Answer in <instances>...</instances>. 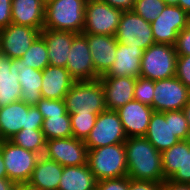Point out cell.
I'll list each match as a JSON object with an SVG mask.
<instances>
[{"label":"cell","mask_w":190,"mask_h":190,"mask_svg":"<svg viewBox=\"0 0 190 190\" xmlns=\"http://www.w3.org/2000/svg\"><path fill=\"white\" fill-rule=\"evenodd\" d=\"M125 144L127 176L132 180L165 181L162 156L146 137H128Z\"/></svg>","instance_id":"6da1fadb"},{"label":"cell","mask_w":190,"mask_h":190,"mask_svg":"<svg viewBox=\"0 0 190 190\" xmlns=\"http://www.w3.org/2000/svg\"><path fill=\"white\" fill-rule=\"evenodd\" d=\"M87 0L45 1L44 29L71 31L82 34Z\"/></svg>","instance_id":"7a4b0ae2"},{"label":"cell","mask_w":190,"mask_h":190,"mask_svg":"<svg viewBox=\"0 0 190 190\" xmlns=\"http://www.w3.org/2000/svg\"><path fill=\"white\" fill-rule=\"evenodd\" d=\"M64 103L69 114H100L107 110L100 79L75 81L65 95Z\"/></svg>","instance_id":"3957f363"},{"label":"cell","mask_w":190,"mask_h":190,"mask_svg":"<svg viewBox=\"0 0 190 190\" xmlns=\"http://www.w3.org/2000/svg\"><path fill=\"white\" fill-rule=\"evenodd\" d=\"M87 164L97 181L127 176L125 144L88 150Z\"/></svg>","instance_id":"277c9868"},{"label":"cell","mask_w":190,"mask_h":190,"mask_svg":"<svg viewBox=\"0 0 190 190\" xmlns=\"http://www.w3.org/2000/svg\"><path fill=\"white\" fill-rule=\"evenodd\" d=\"M44 118L36 106L19 100L0 108L1 140H9L22 129H42Z\"/></svg>","instance_id":"5b68a950"},{"label":"cell","mask_w":190,"mask_h":190,"mask_svg":"<svg viewBox=\"0 0 190 190\" xmlns=\"http://www.w3.org/2000/svg\"><path fill=\"white\" fill-rule=\"evenodd\" d=\"M177 57L174 45L154 43L143 53L140 76L152 81L174 77Z\"/></svg>","instance_id":"8992f818"},{"label":"cell","mask_w":190,"mask_h":190,"mask_svg":"<svg viewBox=\"0 0 190 190\" xmlns=\"http://www.w3.org/2000/svg\"><path fill=\"white\" fill-rule=\"evenodd\" d=\"M0 150L6 167L7 178L15 184L28 182L40 155L16 146L9 140L0 142Z\"/></svg>","instance_id":"52a82bcc"},{"label":"cell","mask_w":190,"mask_h":190,"mask_svg":"<svg viewBox=\"0 0 190 190\" xmlns=\"http://www.w3.org/2000/svg\"><path fill=\"white\" fill-rule=\"evenodd\" d=\"M122 13L102 0H87L82 33L115 36Z\"/></svg>","instance_id":"ba28073f"},{"label":"cell","mask_w":190,"mask_h":190,"mask_svg":"<svg viewBox=\"0 0 190 190\" xmlns=\"http://www.w3.org/2000/svg\"><path fill=\"white\" fill-rule=\"evenodd\" d=\"M127 139L123 125L115 110H105L97 115L96 123L86 138L88 150L124 143Z\"/></svg>","instance_id":"9c48e42d"},{"label":"cell","mask_w":190,"mask_h":190,"mask_svg":"<svg viewBox=\"0 0 190 190\" xmlns=\"http://www.w3.org/2000/svg\"><path fill=\"white\" fill-rule=\"evenodd\" d=\"M115 38L119 43L144 51L155 43L150 23L133 10L123 11Z\"/></svg>","instance_id":"30bf717a"},{"label":"cell","mask_w":190,"mask_h":190,"mask_svg":"<svg viewBox=\"0 0 190 190\" xmlns=\"http://www.w3.org/2000/svg\"><path fill=\"white\" fill-rule=\"evenodd\" d=\"M190 24V15L178 5H166L150 23L155 43L175 45L178 34Z\"/></svg>","instance_id":"8fae6325"},{"label":"cell","mask_w":190,"mask_h":190,"mask_svg":"<svg viewBox=\"0 0 190 190\" xmlns=\"http://www.w3.org/2000/svg\"><path fill=\"white\" fill-rule=\"evenodd\" d=\"M155 112L183 110L190 99V89L176 76L154 81Z\"/></svg>","instance_id":"7c38bea8"},{"label":"cell","mask_w":190,"mask_h":190,"mask_svg":"<svg viewBox=\"0 0 190 190\" xmlns=\"http://www.w3.org/2000/svg\"><path fill=\"white\" fill-rule=\"evenodd\" d=\"M44 156L62 166L87 164L88 149L85 142L75 137L46 140Z\"/></svg>","instance_id":"4fadbf2b"},{"label":"cell","mask_w":190,"mask_h":190,"mask_svg":"<svg viewBox=\"0 0 190 190\" xmlns=\"http://www.w3.org/2000/svg\"><path fill=\"white\" fill-rule=\"evenodd\" d=\"M161 156L165 180L190 184V139L180 140Z\"/></svg>","instance_id":"5bb4252c"},{"label":"cell","mask_w":190,"mask_h":190,"mask_svg":"<svg viewBox=\"0 0 190 190\" xmlns=\"http://www.w3.org/2000/svg\"><path fill=\"white\" fill-rule=\"evenodd\" d=\"M66 69L75 81H92L100 78L94 69L88 41L83 34H77L73 38Z\"/></svg>","instance_id":"9a60e30c"},{"label":"cell","mask_w":190,"mask_h":190,"mask_svg":"<svg viewBox=\"0 0 190 190\" xmlns=\"http://www.w3.org/2000/svg\"><path fill=\"white\" fill-rule=\"evenodd\" d=\"M40 33L35 28L11 23L0 29V53L11 59L21 58Z\"/></svg>","instance_id":"2e32d148"},{"label":"cell","mask_w":190,"mask_h":190,"mask_svg":"<svg viewBox=\"0 0 190 190\" xmlns=\"http://www.w3.org/2000/svg\"><path fill=\"white\" fill-rule=\"evenodd\" d=\"M119 115L125 134L128 137H144L154 109L139 101L132 100L118 108Z\"/></svg>","instance_id":"e0dca14e"},{"label":"cell","mask_w":190,"mask_h":190,"mask_svg":"<svg viewBox=\"0 0 190 190\" xmlns=\"http://www.w3.org/2000/svg\"><path fill=\"white\" fill-rule=\"evenodd\" d=\"M82 34L87 38L94 69L101 77L115 60L118 41L113 35Z\"/></svg>","instance_id":"ac0fdd59"},{"label":"cell","mask_w":190,"mask_h":190,"mask_svg":"<svg viewBox=\"0 0 190 190\" xmlns=\"http://www.w3.org/2000/svg\"><path fill=\"white\" fill-rule=\"evenodd\" d=\"M107 110H117L134 100L136 78L129 76H101Z\"/></svg>","instance_id":"d6986e66"},{"label":"cell","mask_w":190,"mask_h":190,"mask_svg":"<svg viewBox=\"0 0 190 190\" xmlns=\"http://www.w3.org/2000/svg\"><path fill=\"white\" fill-rule=\"evenodd\" d=\"M144 137L161 153L178 143L180 140L171 128V111H154Z\"/></svg>","instance_id":"ffe728a7"},{"label":"cell","mask_w":190,"mask_h":190,"mask_svg":"<svg viewBox=\"0 0 190 190\" xmlns=\"http://www.w3.org/2000/svg\"><path fill=\"white\" fill-rule=\"evenodd\" d=\"M11 23L23 25L42 31L45 21L44 0H12Z\"/></svg>","instance_id":"44dd1931"},{"label":"cell","mask_w":190,"mask_h":190,"mask_svg":"<svg viewBox=\"0 0 190 190\" xmlns=\"http://www.w3.org/2000/svg\"><path fill=\"white\" fill-rule=\"evenodd\" d=\"M40 35L46 42L49 65L66 68L68 53L70 51L73 38L77 33L63 30L43 29Z\"/></svg>","instance_id":"7402d4cb"},{"label":"cell","mask_w":190,"mask_h":190,"mask_svg":"<svg viewBox=\"0 0 190 190\" xmlns=\"http://www.w3.org/2000/svg\"><path fill=\"white\" fill-rule=\"evenodd\" d=\"M143 53L144 50L141 48H134L118 42L115 60L109 71L103 76L139 77Z\"/></svg>","instance_id":"603a6c76"},{"label":"cell","mask_w":190,"mask_h":190,"mask_svg":"<svg viewBox=\"0 0 190 190\" xmlns=\"http://www.w3.org/2000/svg\"><path fill=\"white\" fill-rule=\"evenodd\" d=\"M75 80L65 67L48 65L42 71L41 94L44 99H64Z\"/></svg>","instance_id":"cb8c5ba5"},{"label":"cell","mask_w":190,"mask_h":190,"mask_svg":"<svg viewBox=\"0 0 190 190\" xmlns=\"http://www.w3.org/2000/svg\"><path fill=\"white\" fill-rule=\"evenodd\" d=\"M15 59L0 53V108L20 100L21 86Z\"/></svg>","instance_id":"d4e9b609"},{"label":"cell","mask_w":190,"mask_h":190,"mask_svg":"<svg viewBox=\"0 0 190 190\" xmlns=\"http://www.w3.org/2000/svg\"><path fill=\"white\" fill-rule=\"evenodd\" d=\"M15 68L18 71V80L21 86L20 100L26 105L35 106L43 98L41 94L42 70L26 67L23 60L15 59Z\"/></svg>","instance_id":"484cf974"},{"label":"cell","mask_w":190,"mask_h":190,"mask_svg":"<svg viewBox=\"0 0 190 190\" xmlns=\"http://www.w3.org/2000/svg\"><path fill=\"white\" fill-rule=\"evenodd\" d=\"M63 167L42 155L39 157L28 182L42 190H58Z\"/></svg>","instance_id":"4316f807"},{"label":"cell","mask_w":190,"mask_h":190,"mask_svg":"<svg viewBox=\"0 0 190 190\" xmlns=\"http://www.w3.org/2000/svg\"><path fill=\"white\" fill-rule=\"evenodd\" d=\"M97 180L89 165L63 167L58 190H96Z\"/></svg>","instance_id":"83f0119b"},{"label":"cell","mask_w":190,"mask_h":190,"mask_svg":"<svg viewBox=\"0 0 190 190\" xmlns=\"http://www.w3.org/2000/svg\"><path fill=\"white\" fill-rule=\"evenodd\" d=\"M42 131L45 140L73 137L70 115H48L43 121Z\"/></svg>","instance_id":"f1b7e54d"},{"label":"cell","mask_w":190,"mask_h":190,"mask_svg":"<svg viewBox=\"0 0 190 190\" xmlns=\"http://www.w3.org/2000/svg\"><path fill=\"white\" fill-rule=\"evenodd\" d=\"M16 146L44 155L46 140L42 129H22L9 139Z\"/></svg>","instance_id":"f546056e"},{"label":"cell","mask_w":190,"mask_h":190,"mask_svg":"<svg viewBox=\"0 0 190 190\" xmlns=\"http://www.w3.org/2000/svg\"><path fill=\"white\" fill-rule=\"evenodd\" d=\"M26 67L44 70L49 65L48 50L44 38L39 35L20 58Z\"/></svg>","instance_id":"4dcf8cb0"},{"label":"cell","mask_w":190,"mask_h":190,"mask_svg":"<svg viewBox=\"0 0 190 190\" xmlns=\"http://www.w3.org/2000/svg\"><path fill=\"white\" fill-rule=\"evenodd\" d=\"M71 118L72 136L85 141L94 127L98 114H69Z\"/></svg>","instance_id":"1f68e13d"},{"label":"cell","mask_w":190,"mask_h":190,"mask_svg":"<svg viewBox=\"0 0 190 190\" xmlns=\"http://www.w3.org/2000/svg\"><path fill=\"white\" fill-rule=\"evenodd\" d=\"M166 2L163 0H135L133 11L149 23L153 22L164 10Z\"/></svg>","instance_id":"d6a6232c"},{"label":"cell","mask_w":190,"mask_h":190,"mask_svg":"<svg viewBox=\"0 0 190 190\" xmlns=\"http://www.w3.org/2000/svg\"><path fill=\"white\" fill-rule=\"evenodd\" d=\"M154 81L139 76L134 87V100L153 108Z\"/></svg>","instance_id":"836d02e7"},{"label":"cell","mask_w":190,"mask_h":190,"mask_svg":"<svg viewBox=\"0 0 190 190\" xmlns=\"http://www.w3.org/2000/svg\"><path fill=\"white\" fill-rule=\"evenodd\" d=\"M171 128L179 140L190 139V127L183 110L171 111Z\"/></svg>","instance_id":"e575fe53"},{"label":"cell","mask_w":190,"mask_h":190,"mask_svg":"<svg viewBox=\"0 0 190 190\" xmlns=\"http://www.w3.org/2000/svg\"><path fill=\"white\" fill-rule=\"evenodd\" d=\"M42 114L43 118L54 114H69L66 111L64 99H44L41 98L35 105Z\"/></svg>","instance_id":"d590c367"},{"label":"cell","mask_w":190,"mask_h":190,"mask_svg":"<svg viewBox=\"0 0 190 190\" xmlns=\"http://www.w3.org/2000/svg\"><path fill=\"white\" fill-rule=\"evenodd\" d=\"M175 76L190 89V55H178Z\"/></svg>","instance_id":"8d00e7d4"},{"label":"cell","mask_w":190,"mask_h":190,"mask_svg":"<svg viewBox=\"0 0 190 190\" xmlns=\"http://www.w3.org/2000/svg\"><path fill=\"white\" fill-rule=\"evenodd\" d=\"M96 190H129V177H118L97 181Z\"/></svg>","instance_id":"74e56055"},{"label":"cell","mask_w":190,"mask_h":190,"mask_svg":"<svg viewBox=\"0 0 190 190\" xmlns=\"http://www.w3.org/2000/svg\"><path fill=\"white\" fill-rule=\"evenodd\" d=\"M174 46L177 55H190V24L178 34Z\"/></svg>","instance_id":"f35d334b"},{"label":"cell","mask_w":190,"mask_h":190,"mask_svg":"<svg viewBox=\"0 0 190 190\" xmlns=\"http://www.w3.org/2000/svg\"><path fill=\"white\" fill-rule=\"evenodd\" d=\"M11 2L12 0H0V29L11 24Z\"/></svg>","instance_id":"ab89813d"},{"label":"cell","mask_w":190,"mask_h":190,"mask_svg":"<svg viewBox=\"0 0 190 190\" xmlns=\"http://www.w3.org/2000/svg\"><path fill=\"white\" fill-rule=\"evenodd\" d=\"M129 190H163L162 183L138 181L129 178Z\"/></svg>","instance_id":"60d3db41"},{"label":"cell","mask_w":190,"mask_h":190,"mask_svg":"<svg viewBox=\"0 0 190 190\" xmlns=\"http://www.w3.org/2000/svg\"><path fill=\"white\" fill-rule=\"evenodd\" d=\"M114 8L122 11L132 10L135 0H102Z\"/></svg>","instance_id":"b9f144b4"},{"label":"cell","mask_w":190,"mask_h":190,"mask_svg":"<svg viewBox=\"0 0 190 190\" xmlns=\"http://www.w3.org/2000/svg\"><path fill=\"white\" fill-rule=\"evenodd\" d=\"M162 188L163 190H190V184L175 183L167 179L162 183Z\"/></svg>","instance_id":"7bdbcfd3"},{"label":"cell","mask_w":190,"mask_h":190,"mask_svg":"<svg viewBox=\"0 0 190 190\" xmlns=\"http://www.w3.org/2000/svg\"><path fill=\"white\" fill-rule=\"evenodd\" d=\"M16 184L8 178H0V190H13Z\"/></svg>","instance_id":"ee69618b"},{"label":"cell","mask_w":190,"mask_h":190,"mask_svg":"<svg viewBox=\"0 0 190 190\" xmlns=\"http://www.w3.org/2000/svg\"><path fill=\"white\" fill-rule=\"evenodd\" d=\"M15 188L17 190H42L41 188L36 187L30 184L29 182H22V183L16 184Z\"/></svg>","instance_id":"f6af8a7d"},{"label":"cell","mask_w":190,"mask_h":190,"mask_svg":"<svg viewBox=\"0 0 190 190\" xmlns=\"http://www.w3.org/2000/svg\"><path fill=\"white\" fill-rule=\"evenodd\" d=\"M177 5L190 15V0H178Z\"/></svg>","instance_id":"bcb514c9"},{"label":"cell","mask_w":190,"mask_h":190,"mask_svg":"<svg viewBox=\"0 0 190 190\" xmlns=\"http://www.w3.org/2000/svg\"><path fill=\"white\" fill-rule=\"evenodd\" d=\"M0 178H7L6 167L0 150Z\"/></svg>","instance_id":"7dc6e473"},{"label":"cell","mask_w":190,"mask_h":190,"mask_svg":"<svg viewBox=\"0 0 190 190\" xmlns=\"http://www.w3.org/2000/svg\"><path fill=\"white\" fill-rule=\"evenodd\" d=\"M183 112H184L185 118L188 121V125L190 127V99H189L188 103L184 106Z\"/></svg>","instance_id":"c3c4849f"},{"label":"cell","mask_w":190,"mask_h":190,"mask_svg":"<svg viewBox=\"0 0 190 190\" xmlns=\"http://www.w3.org/2000/svg\"><path fill=\"white\" fill-rule=\"evenodd\" d=\"M164 2L167 3V5H177L178 0H163Z\"/></svg>","instance_id":"681fc988"}]
</instances>
